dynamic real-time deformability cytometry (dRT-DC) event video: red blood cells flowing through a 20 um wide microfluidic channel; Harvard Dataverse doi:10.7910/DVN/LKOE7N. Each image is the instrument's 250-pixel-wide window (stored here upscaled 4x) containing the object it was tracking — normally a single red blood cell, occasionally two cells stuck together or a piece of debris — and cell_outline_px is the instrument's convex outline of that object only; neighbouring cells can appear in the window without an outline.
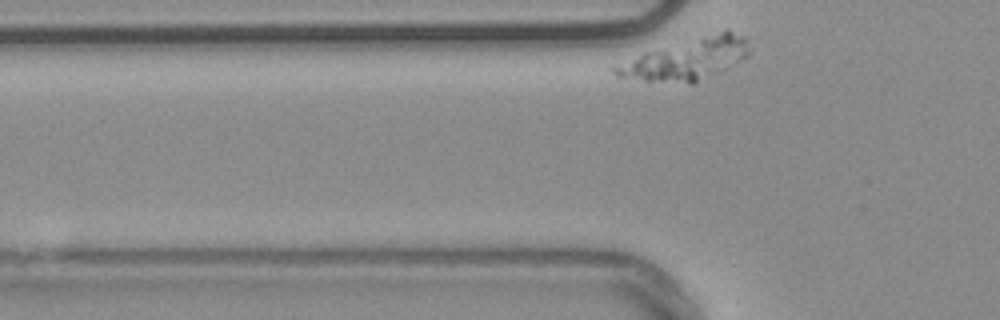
{"species": "common noctule bat (a hibernating species)", "species_latin": "Nyctalus noctula", "temperature_condition": "warm", "stored_images_in_passage": 29, "segment_of_instrument_passage": [2, 4], "camera_frame_rate_fps": 3000, "um_per_image_px": 0.085, "animal": {"sex": "male", "body_mass_g": 20.4}, "frame": {"image": 1, "passage_image": 2, "time_ms": 0.333, "image_size_px": [1000, 320], "cell_outline_px": [[752, 48], [748, 56], [692, 84], [688, 84], [648, 80], [616, 76], [612, 72], [612, 68], [644, 52], [728, 28], [740, 36]], "centroid_in_image_um": [58.39, 5.01], "position_along_channel_um": 67.4, "area_um2": 31.56}}